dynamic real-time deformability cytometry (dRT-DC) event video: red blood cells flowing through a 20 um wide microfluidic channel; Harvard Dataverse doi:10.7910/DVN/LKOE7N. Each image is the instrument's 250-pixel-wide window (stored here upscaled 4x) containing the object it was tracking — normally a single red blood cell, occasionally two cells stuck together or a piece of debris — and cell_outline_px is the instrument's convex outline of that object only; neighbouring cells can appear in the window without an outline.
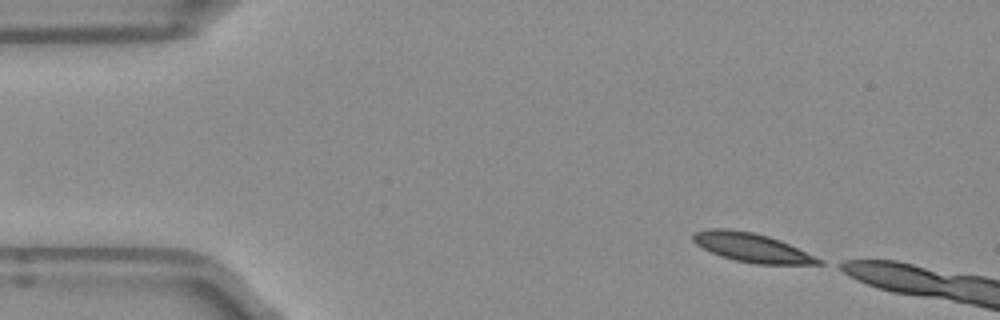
{"species": "Egyptian fruit bat (a non-hibernating species)", "species_latin": "Rousettus aegyptiacus", "temperature_condition": "room temperature", "stored_images_in_passage": 5, "camera_frame_rate_fps": 3000, "um_per_image_px": 0.085, "frame": {"image": 1, "passage_image": 1, "time_ms": 0.0, "image_size_px": [1000, 320], "cell_outline_px": [[824, 264], [756, 264], [736, 260], [720, 256], [696, 244], [692, 240], [692, 236], [696, 232], [708, 228], [728, 228], [752, 232], [768, 236], [780, 240], [824, 260]], "centroid_in_image_um": [63.91, 21.04], "position_along_channel_um": 21.1, "area_um2": 21.04}}